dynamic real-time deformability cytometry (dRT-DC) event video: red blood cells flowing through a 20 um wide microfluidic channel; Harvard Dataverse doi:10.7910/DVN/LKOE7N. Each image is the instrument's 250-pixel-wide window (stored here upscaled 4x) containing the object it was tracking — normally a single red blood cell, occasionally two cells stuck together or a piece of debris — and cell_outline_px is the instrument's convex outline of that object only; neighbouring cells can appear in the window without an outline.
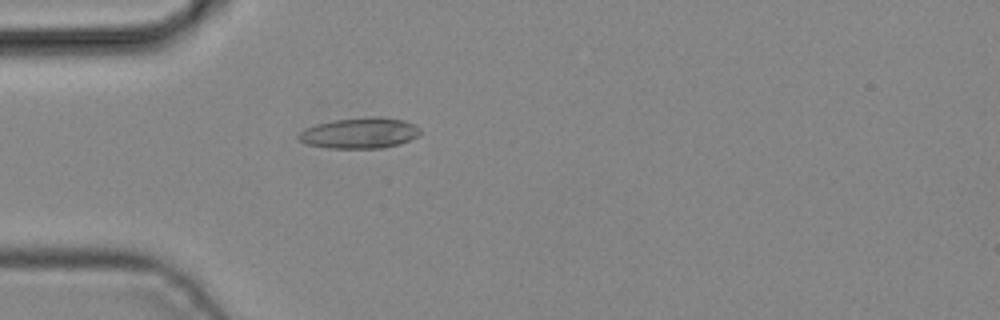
{"species": "common noctule bat (a hibernating species)", "species_latin": "Nyctalus noctula", "temperature_condition": "cold", "stored_images_in_passage": 4, "camera_frame_rate_fps": 3000, "um_per_image_px": 0.085, "animal": {"sex": "male", "body_mass_g": 19.2, "forearm_length_mm": 51.8}, "frame": {"image": 1, "passage_image": 4, "time_ms": 1.0, "image_size_px": [1000, 320], "cell_outline_px": [[420, 132], [416, 136], [400, 144], [380, 148], [328, 148], [308, 144], [300, 140], [296, 136], [304, 128], [316, 124], [332, 120], [368, 116], [380, 116], [404, 120], [416, 124], [420, 128]], "centroid_in_image_um": [30.57, 11.29], "position_along_channel_um": 54.4, "area_um2": 21.96}}